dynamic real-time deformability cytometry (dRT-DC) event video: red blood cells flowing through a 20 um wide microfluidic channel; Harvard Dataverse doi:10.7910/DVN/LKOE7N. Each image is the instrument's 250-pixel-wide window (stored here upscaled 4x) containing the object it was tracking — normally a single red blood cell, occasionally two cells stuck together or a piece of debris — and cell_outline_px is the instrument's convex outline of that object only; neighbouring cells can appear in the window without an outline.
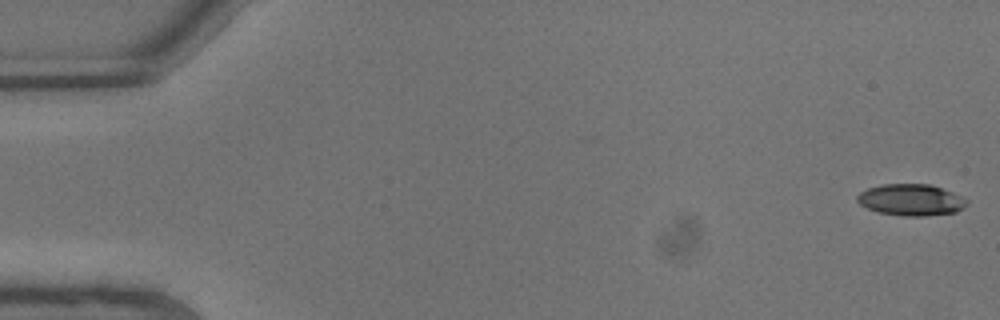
{"species": "common noctule bat (a hibernating species)", "species_latin": "Nyctalus noctula", "temperature_condition": "warm", "stored_images_in_passage": 8, "camera_frame_rate_fps": 3000, "um_per_image_px": 0.085, "animal": {"sex": "male", "body_mass_g": 13.3}, "frame": {"image": 1, "passage_image": 1, "time_ms": 0.0, "image_size_px": [1000, 320], "cell_outline_px": [[968, 204], [964, 208], [956, 212], [924, 216], [900, 216], [876, 212], [860, 204], [856, 200], [856, 196], [860, 192], [868, 188], [880, 184], [928, 184], [952, 192], [968, 200]], "centroid_in_image_um": [77.42, 17.0], "position_along_channel_um": 7.6, "area_um2": 20.23}}
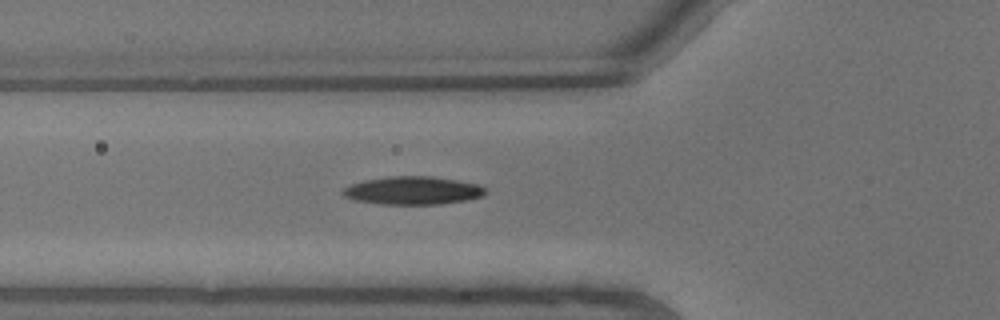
{"frame": {"image": 2, "passage_image": 8, "time_ms": 2.333, "image_size_px": [1000, 320], "cell_outline_px": [[484, 196], [464, 200], [440, 204], [380, 204], [356, 200], [344, 196], [340, 192], [344, 188], [352, 184], [364, 180], [388, 176], [432, 176], [480, 184], [484, 188]], "centroid_in_image_um": [35.07, 16.19], "position_along_channel_um": 90.7, "area_um2": 23.24}}